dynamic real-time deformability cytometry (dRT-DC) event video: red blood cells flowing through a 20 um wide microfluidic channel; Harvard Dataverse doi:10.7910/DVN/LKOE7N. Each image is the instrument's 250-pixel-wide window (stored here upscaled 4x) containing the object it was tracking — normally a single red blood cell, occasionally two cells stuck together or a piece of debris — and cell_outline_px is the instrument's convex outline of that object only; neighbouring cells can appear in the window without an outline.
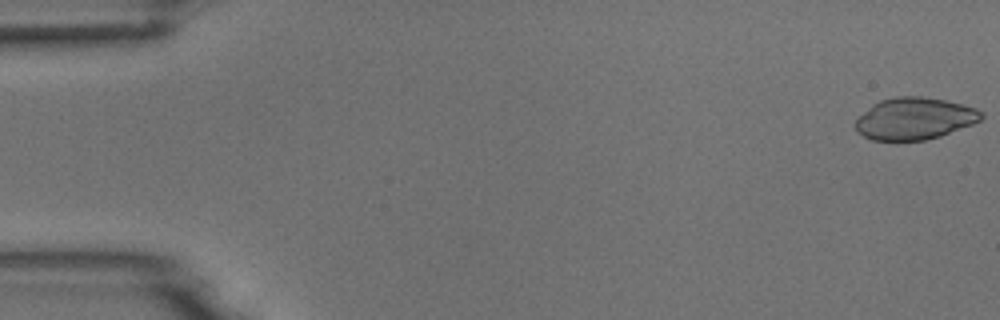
{"species": "common noctule bat (a hibernating species)", "species_latin": "Nyctalus noctula", "temperature_condition": "room temperature", "stored_images_in_passage": 54, "camera_frame_rate_fps": 3000, "um_per_image_px": 0.085, "animal": {"sex": "male", "body_mass_g": 18.8}, "frame": {"image": 1, "passage_image": 1, "time_ms": 0.0, "image_size_px": [1000, 320], "cell_outline_px": [[984, 116], [980, 120], [972, 124], [940, 136], [924, 140], [872, 140], [856, 132], [852, 124], [872, 104], [880, 100], [896, 96], [920, 96], [944, 100], [976, 108], [984, 112]], "centroid_in_image_um": [77.7, 10.08], "position_along_channel_um": 7.3, "area_um2": 30.75}}